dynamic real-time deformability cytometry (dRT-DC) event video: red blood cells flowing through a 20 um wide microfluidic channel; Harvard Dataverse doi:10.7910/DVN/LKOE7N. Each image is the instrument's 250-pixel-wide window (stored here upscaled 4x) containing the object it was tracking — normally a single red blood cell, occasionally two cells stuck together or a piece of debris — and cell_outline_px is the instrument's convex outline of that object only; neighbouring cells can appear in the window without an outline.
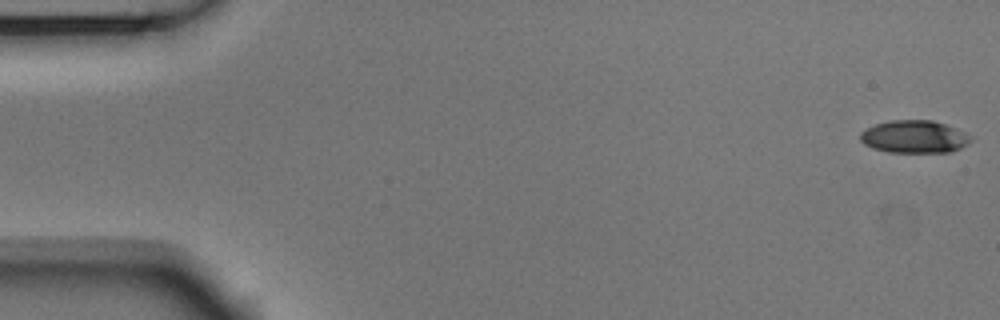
{"species": "Egyptian fruit bat (a non-hibernating species)", "species_latin": "Rousettus aegyptiacus", "temperature_condition": "room temperature", "stored_images_in_passage": 54, "camera_frame_rate_fps": 3000, "um_per_image_px": 0.085, "animal": {"sex": "male"}, "frame": {"image": 1, "passage_image": 1, "time_ms": 0.0, "image_size_px": [1000, 320], "cell_outline_px": [[972, 140], [968, 144], [952, 152], [888, 152], [872, 148], [864, 144], [860, 140], [860, 132], [876, 124], [888, 120], [932, 120], [944, 124], [964, 132], [972, 136]], "centroid_in_image_um": [77.71, 11.63], "position_along_channel_um": 7.3, "area_um2": 21.04}}
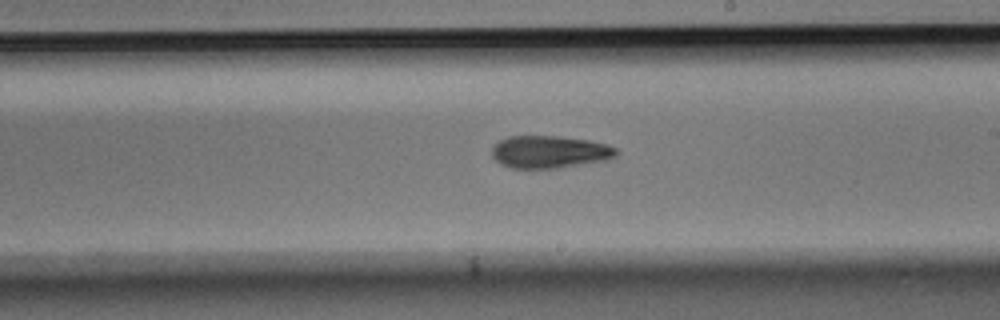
{"frame": {"image": 2, "passage_image": 31, "time_ms": 10.0, "image_size_px": [1000, 320], "cell_outline_px": [[620, 152], [616, 156], [604, 160], [556, 168], [512, 168], [500, 164], [492, 156], [492, 148], [500, 140], [508, 136], [560, 136], [588, 140], [608, 144], [616, 148]], "centroid_in_image_um": [46.72, 12.9], "position_along_channel_um": 242.3, "area_um2": 23.47}}
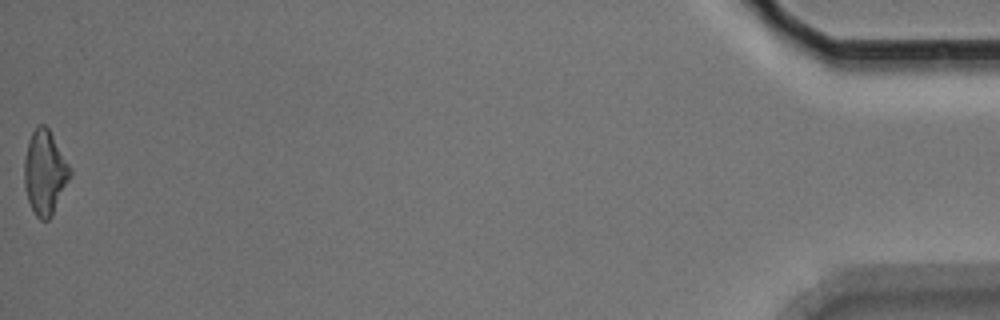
{"frame": {"image": 3, "passage_image": 54, "time_ms": 17.667, "image_size_px": [1000, 320], "cell_outline_px": [[72, 176], [52, 216], [48, 220], [40, 220], [36, 216], [28, 200], [24, 184], [24, 160], [28, 140], [32, 132], [40, 124], [44, 124], [48, 128], [72, 168]], "centroid_in_image_um": [3.83, 14.68], "position_along_channel_um": 431.4, "area_um2": 22.66}, "authors_computed_cell_mechanics": {"area_um2": 22.6287, "velocity_mm_per_s": 3.7487, "shape_relaxation_time_tau1_ms": 4.1797, "shape_relaxation_time_tau2_ms": null, "deformation_change_tau1": 0.1403, "deformation_change_tau2": null}}